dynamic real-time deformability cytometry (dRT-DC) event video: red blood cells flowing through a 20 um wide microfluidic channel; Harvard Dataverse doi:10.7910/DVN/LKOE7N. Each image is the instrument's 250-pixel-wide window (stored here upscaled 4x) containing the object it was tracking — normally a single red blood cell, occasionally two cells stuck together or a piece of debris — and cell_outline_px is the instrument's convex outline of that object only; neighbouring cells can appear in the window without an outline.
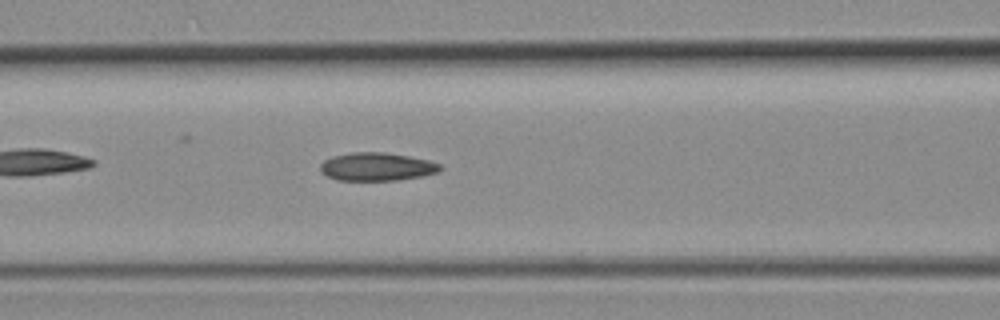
{"species": "common noctule bat (a hibernating species)", "species_latin": "Nyctalus noctula", "temperature_condition": "room temperature", "stored_images_in_passage": 45, "camera_frame_rate_fps": 3000, "um_per_image_px": 0.085, "animal": {"sex": "female", "body_mass_g": 19.3, "forearm_length_mm": 54.1}, "frame": {"image": 1, "passage_image": 18, "time_ms": 5.667, "image_size_px": [1000, 320], "cell_outline_px": [[444, 168], [436, 172], [420, 176], [396, 180], [336, 180], [320, 172], [320, 164], [324, 160], [332, 156], [352, 152], [384, 152], [408, 156], [428, 160], [440, 164]], "centroid_in_image_um": [31.99, 14.16], "position_along_channel_um": 134.6, "area_um2": 19.59}}
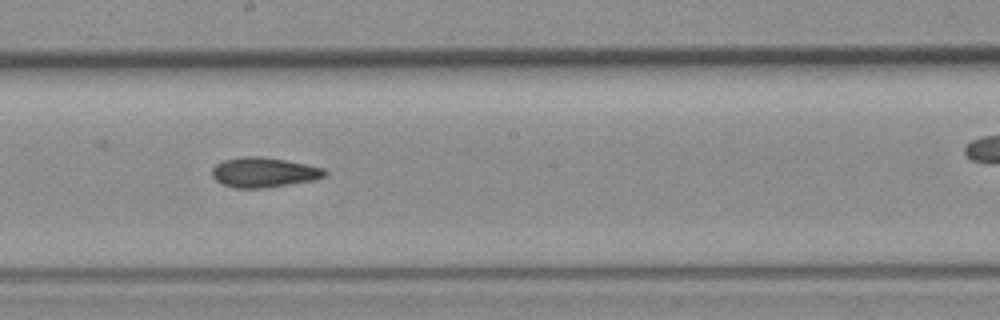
{"frame": {"image": 2, "passage_image": 24, "time_ms": 7.667, "image_size_px": [1000, 320], "cell_outline_px": [[328, 172], [324, 176], [312, 180], [268, 188], [236, 188], [220, 184], [212, 176], [212, 168], [216, 164], [224, 160], [244, 156], [256, 156], [284, 160], [324, 168]], "centroid_in_image_um": [22.39, 14.66], "position_along_channel_um": 225.8, "area_um2": 19.54}}
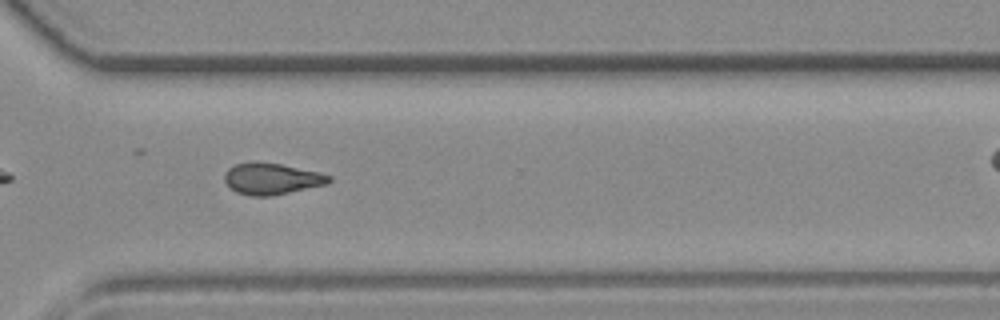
{"frame": {"image": 3, "passage_image": 32, "time_ms": 10.333, "image_size_px": [1000, 320], "cell_outline_px": [[332, 180], [328, 184], [272, 196], [252, 196], [236, 192], [224, 180], [224, 172], [228, 168], [236, 164], [280, 164], [320, 172], [332, 176]], "centroid_in_image_um": [23.15, 15.23], "position_along_channel_um": 347.5, "area_um2": 18.73}}